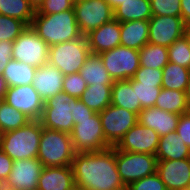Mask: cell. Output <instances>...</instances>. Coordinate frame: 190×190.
Wrapping results in <instances>:
<instances>
[{
  "mask_svg": "<svg viewBox=\"0 0 190 190\" xmlns=\"http://www.w3.org/2000/svg\"><path fill=\"white\" fill-rule=\"evenodd\" d=\"M106 141L115 146L138 123V115L119 106L109 105L99 112Z\"/></svg>",
  "mask_w": 190,
  "mask_h": 190,
  "instance_id": "7c38bea8",
  "label": "cell"
},
{
  "mask_svg": "<svg viewBox=\"0 0 190 190\" xmlns=\"http://www.w3.org/2000/svg\"><path fill=\"white\" fill-rule=\"evenodd\" d=\"M73 4L77 3V2H81V1H85V0H71Z\"/></svg>",
  "mask_w": 190,
  "mask_h": 190,
  "instance_id": "db71d44e",
  "label": "cell"
},
{
  "mask_svg": "<svg viewBox=\"0 0 190 190\" xmlns=\"http://www.w3.org/2000/svg\"><path fill=\"white\" fill-rule=\"evenodd\" d=\"M180 7L184 27L190 26V0H181Z\"/></svg>",
  "mask_w": 190,
  "mask_h": 190,
  "instance_id": "bcb514c9",
  "label": "cell"
},
{
  "mask_svg": "<svg viewBox=\"0 0 190 190\" xmlns=\"http://www.w3.org/2000/svg\"><path fill=\"white\" fill-rule=\"evenodd\" d=\"M74 155L69 133L43 127L37 158L44 167L72 165Z\"/></svg>",
  "mask_w": 190,
  "mask_h": 190,
  "instance_id": "277c9868",
  "label": "cell"
},
{
  "mask_svg": "<svg viewBox=\"0 0 190 190\" xmlns=\"http://www.w3.org/2000/svg\"><path fill=\"white\" fill-rule=\"evenodd\" d=\"M149 20L120 22V43L128 48L141 49L148 43Z\"/></svg>",
  "mask_w": 190,
  "mask_h": 190,
  "instance_id": "7402d4cb",
  "label": "cell"
},
{
  "mask_svg": "<svg viewBox=\"0 0 190 190\" xmlns=\"http://www.w3.org/2000/svg\"><path fill=\"white\" fill-rule=\"evenodd\" d=\"M162 70V88L185 91L190 76V69L168 62Z\"/></svg>",
  "mask_w": 190,
  "mask_h": 190,
  "instance_id": "f546056e",
  "label": "cell"
},
{
  "mask_svg": "<svg viewBox=\"0 0 190 190\" xmlns=\"http://www.w3.org/2000/svg\"><path fill=\"white\" fill-rule=\"evenodd\" d=\"M43 126L30 120L25 126L0 134V149L13 161L37 158Z\"/></svg>",
  "mask_w": 190,
  "mask_h": 190,
  "instance_id": "3957f363",
  "label": "cell"
},
{
  "mask_svg": "<svg viewBox=\"0 0 190 190\" xmlns=\"http://www.w3.org/2000/svg\"><path fill=\"white\" fill-rule=\"evenodd\" d=\"M176 132L190 148V111L180 115Z\"/></svg>",
  "mask_w": 190,
  "mask_h": 190,
  "instance_id": "7bdbcfd3",
  "label": "cell"
},
{
  "mask_svg": "<svg viewBox=\"0 0 190 190\" xmlns=\"http://www.w3.org/2000/svg\"><path fill=\"white\" fill-rule=\"evenodd\" d=\"M159 139L158 133L153 129L137 123L114 147L120 151L156 155Z\"/></svg>",
  "mask_w": 190,
  "mask_h": 190,
  "instance_id": "2e32d148",
  "label": "cell"
},
{
  "mask_svg": "<svg viewBox=\"0 0 190 190\" xmlns=\"http://www.w3.org/2000/svg\"><path fill=\"white\" fill-rule=\"evenodd\" d=\"M169 62L190 69V44L183 36L168 47Z\"/></svg>",
  "mask_w": 190,
  "mask_h": 190,
  "instance_id": "e575fe53",
  "label": "cell"
},
{
  "mask_svg": "<svg viewBox=\"0 0 190 190\" xmlns=\"http://www.w3.org/2000/svg\"><path fill=\"white\" fill-rule=\"evenodd\" d=\"M75 187L72 166L44 167L37 190H72Z\"/></svg>",
  "mask_w": 190,
  "mask_h": 190,
  "instance_id": "44dd1931",
  "label": "cell"
},
{
  "mask_svg": "<svg viewBox=\"0 0 190 190\" xmlns=\"http://www.w3.org/2000/svg\"><path fill=\"white\" fill-rule=\"evenodd\" d=\"M76 22L82 35L114 19V9L106 0H85L73 4Z\"/></svg>",
  "mask_w": 190,
  "mask_h": 190,
  "instance_id": "8fae6325",
  "label": "cell"
},
{
  "mask_svg": "<svg viewBox=\"0 0 190 190\" xmlns=\"http://www.w3.org/2000/svg\"><path fill=\"white\" fill-rule=\"evenodd\" d=\"M156 172L167 190H182L190 186V158L157 160Z\"/></svg>",
  "mask_w": 190,
  "mask_h": 190,
  "instance_id": "e0dca14e",
  "label": "cell"
},
{
  "mask_svg": "<svg viewBox=\"0 0 190 190\" xmlns=\"http://www.w3.org/2000/svg\"><path fill=\"white\" fill-rule=\"evenodd\" d=\"M180 115L167 112L157 107L143 108L138 114V123L153 129L159 137L177 129Z\"/></svg>",
  "mask_w": 190,
  "mask_h": 190,
  "instance_id": "ffe728a7",
  "label": "cell"
},
{
  "mask_svg": "<svg viewBox=\"0 0 190 190\" xmlns=\"http://www.w3.org/2000/svg\"><path fill=\"white\" fill-rule=\"evenodd\" d=\"M29 121L26 115L5 101L0 103V134L21 128Z\"/></svg>",
  "mask_w": 190,
  "mask_h": 190,
  "instance_id": "d6a6232c",
  "label": "cell"
},
{
  "mask_svg": "<svg viewBox=\"0 0 190 190\" xmlns=\"http://www.w3.org/2000/svg\"><path fill=\"white\" fill-rule=\"evenodd\" d=\"M43 168L38 158L13 161L11 172L4 185L14 190H37Z\"/></svg>",
  "mask_w": 190,
  "mask_h": 190,
  "instance_id": "5bb4252c",
  "label": "cell"
},
{
  "mask_svg": "<svg viewBox=\"0 0 190 190\" xmlns=\"http://www.w3.org/2000/svg\"><path fill=\"white\" fill-rule=\"evenodd\" d=\"M184 37L187 39L190 44V26L184 27Z\"/></svg>",
  "mask_w": 190,
  "mask_h": 190,
  "instance_id": "816d5d0a",
  "label": "cell"
},
{
  "mask_svg": "<svg viewBox=\"0 0 190 190\" xmlns=\"http://www.w3.org/2000/svg\"><path fill=\"white\" fill-rule=\"evenodd\" d=\"M154 107L179 115L190 111L185 91L164 88L161 89Z\"/></svg>",
  "mask_w": 190,
  "mask_h": 190,
  "instance_id": "f1b7e54d",
  "label": "cell"
},
{
  "mask_svg": "<svg viewBox=\"0 0 190 190\" xmlns=\"http://www.w3.org/2000/svg\"><path fill=\"white\" fill-rule=\"evenodd\" d=\"M87 88V83L79 72L64 76L62 92L73 98H80Z\"/></svg>",
  "mask_w": 190,
  "mask_h": 190,
  "instance_id": "74e56055",
  "label": "cell"
},
{
  "mask_svg": "<svg viewBox=\"0 0 190 190\" xmlns=\"http://www.w3.org/2000/svg\"><path fill=\"white\" fill-rule=\"evenodd\" d=\"M126 190H167L157 172L139 179L126 187Z\"/></svg>",
  "mask_w": 190,
  "mask_h": 190,
  "instance_id": "f35d334b",
  "label": "cell"
},
{
  "mask_svg": "<svg viewBox=\"0 0 190 190\" xmlns=\"http://www.w3.org/2000/svg\"><path fill=\"white\" fill-rule=\"evenodd\" d=\"M183 36L184 25L181 16H152L149 19V43L169 47Z\"/></svg>",
  "mask_w": 190,
  "mask_h": 190,
  "instance_id": "9a60e30c",
  "label": "cell"
},
{
  "mask_svg": "<svg viewBox=\"0 0 190 190\" xmlns=\"http://www.w3.org/2000/svg\"><path fill=\"white\" fill-rule=\"evenodd\" d=\"M185 97H186L188 107L190 109V76H189L188 83L185 89Z\"/></svg>",
  "mask_w": 190,
  "mask_h": 190,
  "instance_id": "681fc988",
  "label": "cell"
},
{
  "mask_svg": "<svg viewBox=\"0 0 190 190\" xmlns=\"http://www.w3.org/2000/svg\"><path fill=\"white\" fill-rule=\"evenodd\" d=\"M35 12L28 0H0L1 15L17 18L27 26H31Z\"/></svg>",
  "mask_w": 190,
  "mask_h": 190,
  "instance_id": "1f68e13d",
  "label": "cell"
},
{
  "mask_svg": "<svg viewBox=\"0 0 190 190\" xmlns=\"http://www.w3.org/2000/svg\"><path fill=\"white\" fill-rule=\"evenodd\" d=\"M139 59L141 67L163 69L169 62L168 47L148 42L139 49Z\"/></svg>",
  "mask_w": 190,
  "mask_h": 190,
  "instance_id": "4dcf8cb0",
  "label": "cell"
},
{
  "mask_svg": "<svg viewBox=\"0 0 190 190\" xmlns=\"http://www.w3.org/2000/svg\"><path fill=\"white\" fill-rule=\"evenodd\" d=\"M153 16H181V0H150Z\"/></svg>",
  "mask_w": 190,
  "mask_h": 190,
  "instance_id": "8d00e7d4",
  "label": "cell"
},
{
  "mask_svg": "<svg viewBox=\"0 0 190 190\" xmlns=\"http://www.w3.org/2000/svg\"><path fill=\"white\" fill-rule=\"evenodd\" d=\"M113 80H128L140 67L139 50L119 45L98 54Z\"/></svg>",
  "mask_w": 190,
  "mask_h": 190,
  "instance_id": "30bf717a",
  "label": "cell"
},
{
  "mask_svg": "<svg viewBox=\"0 0 190 190\" xmlns=\"http://www.w3.org/2000/svg\"><path fill=\"white\" fill-rule=\"evenodd\" d=\"M74 183L83 190H126L116 165V148L75 153Z\"/></svg>",
  "mask_w": 190,
  "mask_h": 190,
  "instance_id": "6da1fadb",
  "label": "cell"
},
{
  "mask_svg": "<svg viewBox=\"0 0 190 190\" xmlns=\"http://www.w3.org/2000/svg\"><path fill=\"white\" fill-rule=\"evenodd\" d=\"M0 190H14V189L8 188L4 184H0Z\"/></svg>",
  "mask_w": 190,
  "mask_h": 190,
  "instance_id": "f5cc1de1",
  "label": "cell"
},
{
  "mask_svg": "<svg viewBox=\"0 0 190 190\" xmlns=\"http://www.w3.org/2000/svg\"><path fill=\"white\" fill-rule=\"evenodd\" d=\"M63 79L61 71L47 63L36 69L32 85L45 102L62 92Z\"/></svg>",
  "mask_w": 190,
  "mask_h": 190,
  "instance_id": "d6986e66",
  "label": "cell"
},
{
  "mask_svg": "<svg viewBox=\"0 0 190 190\" xmlns=\"http://www.w3.org/2000/svg\"><path fill=\"white\" fill-rule=\"evenodd\" d=\"M87 85L114 84L98 54H90L79 70Z\"/></svg>",
  "mask_w": 190,
  "mask_h": 190,
  "instance_id": "484cf974",
  "label": "cell"
},
{
  "mask_svg": "<svg viewBox=\"0 0 190 190\" xmlns=\"http://www.w3.org/2000/svg\"><path fill=\"white\" fill-rule=\"evenodd\" d=\"M31 27L49 46L76 40L82 36L73 8L54 14H39L36 11Z\"/></svg>",
  "mask_w": 190,
  "mask_h": 190,
  "instance_id": "7a4b0ae2",
  "label": "cell"
},
{
  "mask_svg": "<svg viewBox=\"0 0 190 190\" xmlns=\"http://www.w3.org/2000/svg\"><path fill=\"white\" fill-rule=\"evenodd\" d=\"M91 54L109 51L120 43V22L113 19L85 35Z\"/></svg>",
  "mask_w": 190,
  "mask_h": 190,
  "instance_id": "ac0fdd59",
  "label": "cell"
},
{
  "mask_svg": "<svg viewBox=\"0 0 190 190\" xmlns=\"http://www.w3.org/2000/svg\"><path fill=\"white\" fill-rule=\"evenodd\" d=\"M96 112L84 104L80 98H72V117L74 125L77 119L91 118Z\"/></svg>",
  "mask_w": 190,
  "mask_h": 190,
  "instance_id": "b9f144b4",
  "label": "cell"
},
{
  "mask_svg": "<svg viewBox=\"0 0 190 190\" xmlns=\"http://www.w3.org/2000/svg\"><path fill=\"white\" fill-rule=\"evenodd\" d=\"M48 56L49 45L31 26H26L13 42L12 59L24 64L38 68L48 63Z\"/></svg>",
  "mask_w": 190,
  "mask_h": 190,
  "instance_id": "52a82bcc",
  "label": "cell"
},
{
  "mask_svg": "<svg viewBox=\"0 0 190 190\" xmlns=\"http://www.w3.org/2000/svg\"><path fill=\"white\" fill-rule=\"evenodd\" d=\"M116 165L123 184H129L151 175L157 170V157L153 154L134 153L116 149Z\"/></svg>",
  "mask_w": 190,
  "mask_h": 190,
  "instance_id": "ba28073f",
  "label": "cell"
},
{
  "mask_svg": "<svg viewBox=\"0 0 190 190\" xmlns=\"http://www.w3.org/2000/svg\"><path fill=\"white\" fill-rule=\"evenodd\" d=\"M157 160H181L190 158V148L176 131L160 137L156 150Z\"/></svg>",
  "mask_w": 190,
  "mask_h": 190,
  "instance_id": "603a6c76",
  "label": "cell"
},
{
  "mask_svg": "<svg viewBox=\"0 0 190 190\" xmlns=\"http://www.w3.org/2000/svg\"><path fill=\"white\" fill-rule=\"evenodd\" d=\"M162 74V69L140 66L132 79L141 82L142 84H162Z\"/></svg>",
  "mask_w": 190,
  "mask_h": 190,
  "instance_id": "ab89813d",
  "label": "cell"
},
{
  "mask_svg": "<svg viewBox=\"0 0 190 190\" xmlns=\"http://www.w3.org/2000/svg\"><path fill=\"white\" fill-rule=\"evenodd\" d=\"M70 135L75 153L102 151L112 147L105 139L99 113L91 118L77 119Z\"/></svg>",
  "mask_w": 190,
  "mask_h": 190,
  "instance_id": "8992f818",
  "label": "cell"
},
{
  "mask_svg": "<svg viewBox=\"0 0 190 190\" xmlns=\"http://www.w3.org/2000/svg\"><path fill=\"white\" fill-rule=\"evenodd\" d=\"M45 0H28L29 4L37 11Z\"/></svg>",
  "mask_w": 190,
  "mask_h": 190,
  "instance_id": "c3c4849f",
  "label": "cell"
},
{
  "mask_svg": "<svg viewBox=\"0 0 190 190\" xmlns=\"http://www.w3.org/2000/svg\"><path fill=\"white\" fill-rule=\"evenodd\" d=\"M73 3L71 0H45L37 10L39 14H54L71 10Z\"/></svg>",
  "mask_w": 190,
  "mask_h": 190,
  "instance_id": "60d3db41",
  "label": "cell"
},
{
  "mask_svg": "<svg viewBox=\"0 0 190 190\" xmlns=\"http://www.w3.org/2000/svg\"><path fill=\"white\" fill-rule=\"evenodd\" d=\"M13 42L0 41V74H3L6 64L12 59Z\"/></svg>",
  "mask_w": 190,
  "mask_h": 190,
  "instance_id": "ee69618b",
  "label": "cell"
},
{
  "mask_svg": "<svg viewBox=\"0 0 190 190\" xmlns=\"http://www.w3.org/2000/svg\"><path fill=\"white\" fill-rule=\"evenodd\" d=\"M111 105L119 106L137 115L143 109L137 100L136 87L129 80H115L112 85Z\"/></svg>",
  "mask_w": 190,
  "mask_h": 190,
  "instance_id": "cb8c5ba5",
  "label": "cell"
},
{
  "mask_svg": "<svg viewBox=\"0 0 190 190\" xmlns=\"http://www.w3.org/2000/svg\"><path fill=\"white\" fill-rule=\"evenodd\" d=\"M36 67L11 59L5 66L2 76L8 87L23 86L33 83Z\"/></svg>",
  "mask_w": 190,
  "mask_h": 190,
  "instance_id": "4316f807",
  "label": "cell"
},
{
  "mask_svg": "<svg viewBox=\"0 0 190 190\" xmlns=\"http://www.w3.org/2000/svg\"><path fill=\"white\" fill-rule=\"evenodd\" d=\"M152 16L150 0H127L114 9V19L119 22L149 20Z\"/></svg>",
  "mask_w": 190,
  "mask_h": 190,
  "instance_id": "d4e9b609",
  "label": "cell"
},
{
  "mask_svg": "<svg viewBox=\"0 0 190 190\" xmlns=\"http://www.w3.org/2000/svg\"><path fill=\"white\" fill-rule=\"evenodd\" d=\"M26 26L23 21L17 18L0 14V41L14 42Z\"/></svg>",
  "mask_w": 190,
  "mask_h": 190,
  "instance_id": "d590c367",
  "label": "cell"
},
{
  "mask_svg": "<svg viewBox=\"0 0 190 190\" xmlns=\"http://www.w3.org/2000/svg\"><path fill=\"white\" fill-rule=\"evenodd\" d=\"M72 190H83V189L74 187Z\"/></svg>",
  "mask_w": 190,
  "mask_h": 190,
  "instance_id": "11a10c76",
  "label": "cell"
},
{
  "mask_svg": "<svg viewBox=\"0 0 190 190\" xmlns=\"http://www.w3.org/2000/svg\"><path fill=\"white\" fill-rule=\"evenodd\" d=\"M128 80L131 82L132 87H136L137 100H139L142 108L154 107L162 89V84H142L132 78Z\"/></svg>",
  "mask_w": 190,
  "mask_h": 190,
  "instance_id": "836d02e7",
  "label": "cell"
},
{
  "mask_svg": "<svg viewBox=\"0 0 190 190\" xmlns=\"http://www.w3.org/2000/svg\"><path fill=\"white\" fill-rule=\"evenodd\" d=\"M8 86L4 77L0 74V100L4 101Z\"/></svg>",
  "mask_w": 190,
  "mask_h": 190,
  "instance_id": "7dc6e473",
  "label": "cell"
},
{
  "mask_svg": "<svg viewBox=\"0 0 190 190\" xmlns=\"http://www.w3.org/2000/svg\"><path fill=\"white\" fill-rule=\"evenodd\" d=\"M106 1L112 6L113 9H115L118 5L127 0H106Z\"/></svg>",
  "mask_w": 190,
  "mask_h": 190,
  "instance_id": "f907efd6",
  "label": "cell"
},
{
  "mask_svg": "<svg viewBox=\"0 0 190 190\" xmlns=\"http://www.w3.org/2000/svg\"><path fill=\"white\" fill-rule=\"evenodd\" d=\"M112 85L113 84L87 85L80 99L90 109L99 113L111 105Z\"/></svg>",
  "mask_w": 190,
  "mask_h": 190,
  "instance_id": "83f0119b",
  "label": "cell"
},
{
  "mask_svg": "<svg viewBox=\"0 0 190 190\" xmlns=\"http://www.w3.org/2000/svg\"><path fill=\"white\" fill-rule=\"evenodd\" d=\"M72 96L61 92L44 102L40 118L43 127L71 133L74 128L72 113Z\"/></svg>",
  "mask_w": 190,
  "mask_h": 190,
  "instance_id": "9c48e42d",
  "label": "cell"
},
{
  "mask_svg": "<svg viewBox=\"0 0 190 190\" xmlns=\"http://www.w3.org/2000/svg\"><path fill=\"white\" fill-rule=\"evenodd\" d=\"M90 54L87 39L82 35L76 40L49 46L48 63L65 76L79 72Z\"/></svg>",
  "mask_w": 190,
  "mask_h": 190,
  "instance_id": "5b68a950",
  "label": "cell"
},
{
  "mask_svg": "<svg viewBox=\"0 0 190 190\" xmlns=\"http://www.w3.org/2000/svg\"><path fill=\"white\" fill-rule=\"evenodd\" d=\"M13 165V160L0 149V184L7 180Z\"/></svg>",
  "mask_w": 190,
  "mask_h": 190,
  "instance_id": "f6af8a7d",
  "label": "cell"
},
{
  "mask_svg": "<svg viewBox=\"0 0 190 190\" xmlns=\"http://www.w3.org/2000/svg\"><path fill=\"white\" fill-rule=\"evenodd\" d=\"M4 101L30 120H40L42 116L44 101L32 84L8 87Z\"/></svg>",
  "mask_w": 190,
  "mask_h": 190,
  "instance_id": "4fadbf2b",
  "label": "cell"
}]
</instances>
